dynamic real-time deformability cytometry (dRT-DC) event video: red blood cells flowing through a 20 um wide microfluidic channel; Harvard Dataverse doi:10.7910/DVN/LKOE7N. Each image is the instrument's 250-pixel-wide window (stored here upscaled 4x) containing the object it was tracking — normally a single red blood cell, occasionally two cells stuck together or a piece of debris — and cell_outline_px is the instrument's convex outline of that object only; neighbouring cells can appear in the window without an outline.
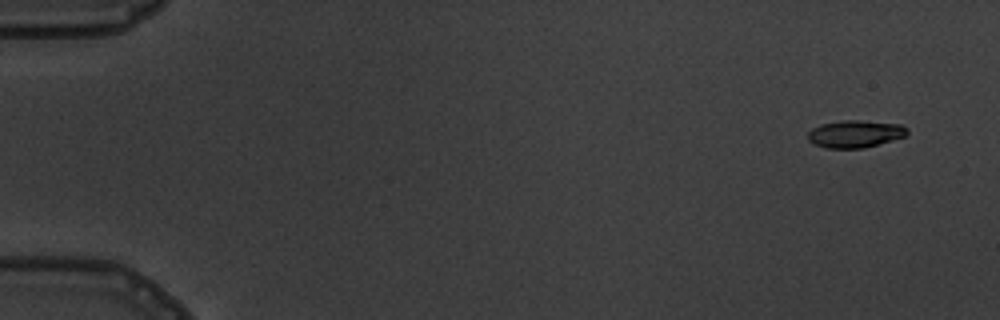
{"species": "common noctule bat (a hibernating species)", "species_latin": "Nyctalus noctula", "temperature_condition": "warm", "stored_images_in_passage": 5, "camera_frame_rate_fps": 3000, "um_per_image_px": 0.085, "animal": {"sex": "male", "body_mass_g": 19.5, "forearm_length_mm": 54.6}, "frame": {"image": 1, "passage_image": 1, "time_ms": 0.0, "image_size_px": [1000, 320], "cell_outline_px": [[908, 132], [904, 136], [864, 148], [824, 148], [808, 140], [808, 132], [812, 128], [820, 124], [844, 120], [860, 120], [900, 124], [908, 128]], "centroid_in_image_um": [72.66, 11.37], "position_along_channel_um": 12.3, "area_um2": 15.72}}